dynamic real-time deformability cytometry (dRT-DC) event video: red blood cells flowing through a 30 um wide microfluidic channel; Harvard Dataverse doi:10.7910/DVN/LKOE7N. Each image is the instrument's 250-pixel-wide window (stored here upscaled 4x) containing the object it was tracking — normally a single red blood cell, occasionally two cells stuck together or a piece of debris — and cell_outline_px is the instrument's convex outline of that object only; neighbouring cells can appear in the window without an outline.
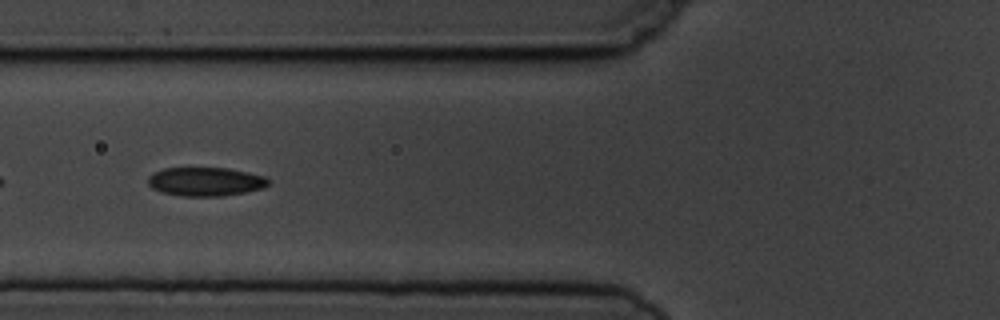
{"species": "common noctule bat (a hibernating species)", "species_latin": "Nyctalus noctula", "temperature_condition": "cold", "stored_images_in_passage": 11, "camera_frame_rate_fps": 3000, "um_per_image_px": 0.085, "animal": {"sex": "male", "body_mass_g": 19.5, "forearm_length_mm": 54.6}, "frame": {"image": 1, "passage_image": 7, "time_ms": 7.667, "image_size_px": [1000, 320], "cell_outline_px": [[268, 184], [264, 188], [244, 192], [220, 196], [180, 196], [160, 192], [152, 188], [148, 184], [148, 176], [152, 172], [164, 168], [228, 168], [248, 172], [264, 176], [268, 180]], "centroid_in_image_um": [17.42, 15.43], "position_along_channel_um": 108.4, "area_um2": 20.23}}
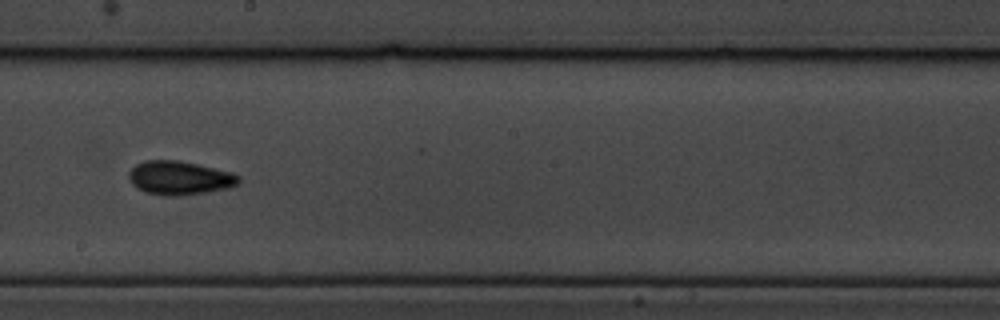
{"frame": {"image": 2, "passage_image": 10, "time_ms": 11.0, "image_size_px": [1000, 320], "cell_outline_px": [[240, 180], [236, 184], [228, 188], [180, 196], [168, 196], [144, 192], [136, 188], [132, 184], [128, 176], [128, 172], [136, 164], [144, 160], [176, 160], [196, 164], [232, 172], [240, 176]], "centroid_in_image_um": [15.22, 15.12], "position_along_channel_um": 233.0, "area_um2": 21.56}}
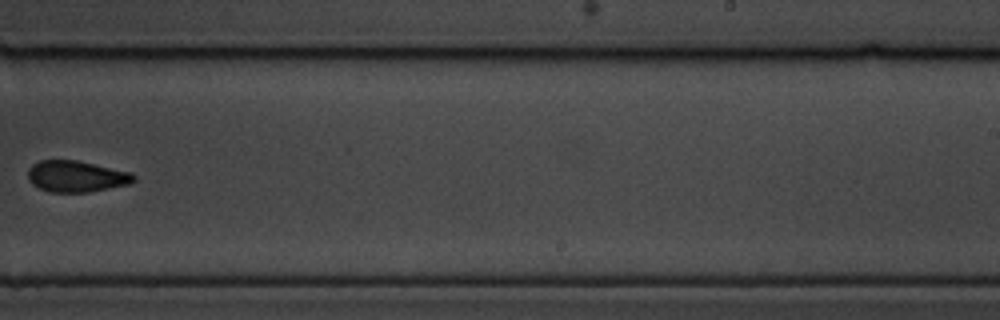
{"frame": {"image": 3, "passage_image": 11, "time_ms": 12.333, "image_size_px": [1000, 320], "cell_outline_px": [[136, 180], [128, 184], [88, 192], [48, 192], [32, 184], [28, 180], [28, 168], [32, 164], [40, 160], [76, 160], [132, 172], [136, 176]], "centroid_in_image_um": [6.47, 14.98], "position_along_channel_um": 282.5, "area_um2": 19.36}}